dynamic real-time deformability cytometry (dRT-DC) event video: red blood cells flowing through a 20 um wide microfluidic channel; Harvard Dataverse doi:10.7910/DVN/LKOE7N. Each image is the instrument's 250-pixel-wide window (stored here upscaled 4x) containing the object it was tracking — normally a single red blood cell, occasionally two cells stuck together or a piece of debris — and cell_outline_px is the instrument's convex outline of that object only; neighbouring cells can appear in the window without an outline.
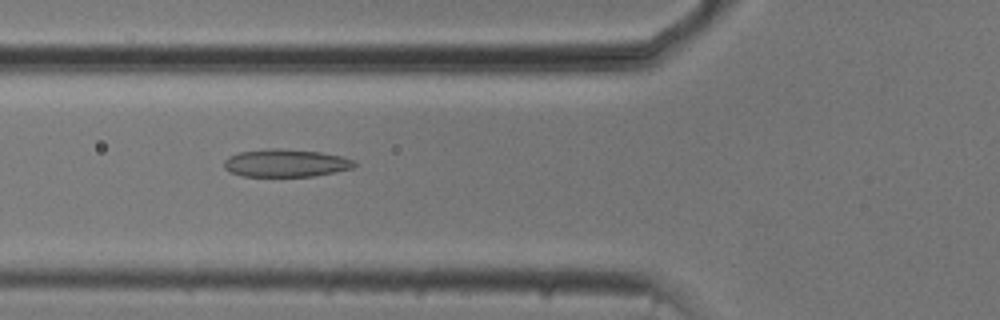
{"species": "common noctule bat (a hibernating species)", "species_latin": "Nyctalus noctula", "temperature_condition": "cold", "stored_images_in_passage": 51, "camera_frame_rate_fps": 3000, "um_per_image_px": 0.085, "animal": {"sex": "male", "body_mass_g": 20.5, "forearm_length_mm": 52.5}, "frame": {"image": 1, "passage_image": 18, "time_ms": 5.667, "image_size_px": [1000, 320], "cell_outline_px": [[356, 164], [352, 168], [312, 176], [244, 176], [228, 172], [224, 168], [224, 160], [228, 156], [240, 152], [268, 148], [280, 148], [320, 152], [344, 156], [352, 160]], "centroid_in_image_um": [24.24, 13.85], "position_along_channel_um": 101.6, "area_um2": 21.04}}
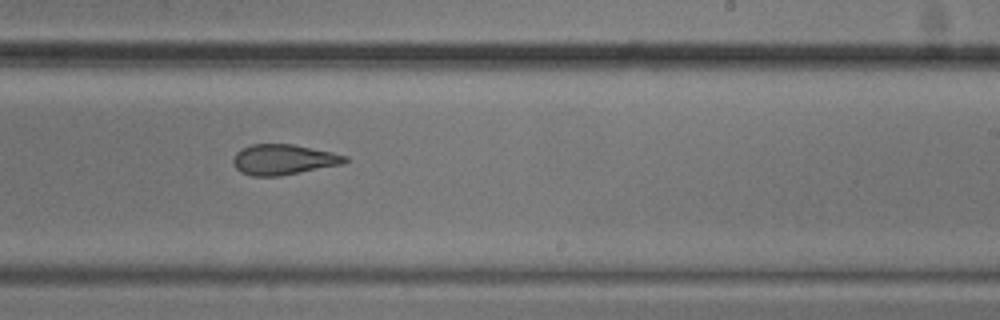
{"frame": {"image": 2, "passage_image": 31, "time_ms": 10.0, "image_size_px": [1000, 320], "cell_outline_px": [[348, 160], [340, 164], [280, 176], [252, 176], [240, 172], [236, 168], [232, 160], [236, 152], [252, 144], [292, 144], [332, 152], [348, 156]], "centroid_in_image_um": [24.06, 13.56], "position_along_channel_um": 264.9, "area_um2": 19.59}}
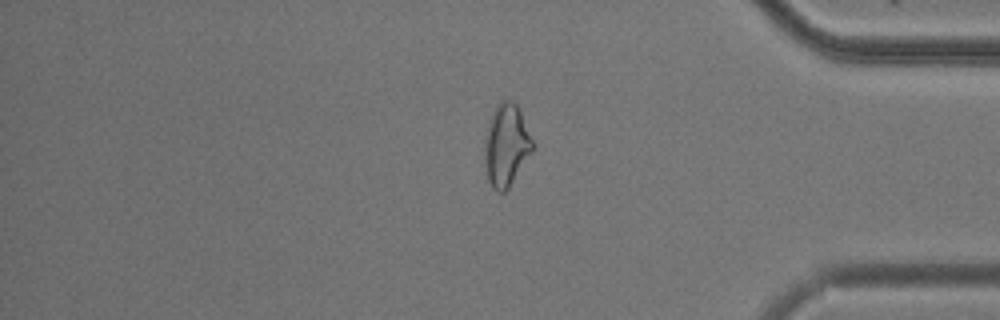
{"frame": {"image": 3, "passage_image": 43, "time_ms": 14.0, "image_size_px": [1000, 320], "cell_outline_px": [[536, 148], [508, 188], [504, 192], [496, 192], [492, 188], [484, 172], [484, 136], [488, 120], [496, 104], [500, 100], [512, 100], [516, 104], [536, 144]], "centroid_in_image_um": [43.02, 12.35], "position_along_channel_um": 392.2, "area_um2": 23.81}}